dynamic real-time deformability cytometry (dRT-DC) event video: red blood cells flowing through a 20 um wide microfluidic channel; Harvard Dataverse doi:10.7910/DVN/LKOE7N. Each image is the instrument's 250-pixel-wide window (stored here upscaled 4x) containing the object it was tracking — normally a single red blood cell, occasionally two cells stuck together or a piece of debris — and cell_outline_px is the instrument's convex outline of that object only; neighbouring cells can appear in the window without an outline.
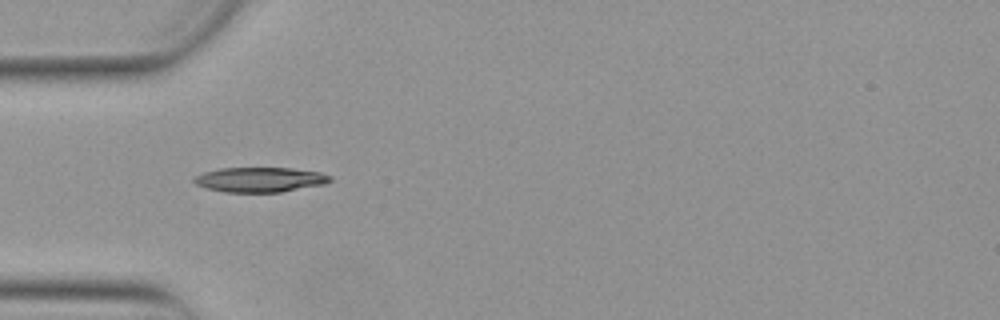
{"species": "Egyptian fruit bat (a non-hibernating species)", "species_latin": "Rousettus aegyptiacus", "temperature_condition": "warm", "stored_images_in_passage": 7, "camera_frame_rate_fps": 3000, "um_per_image_px": 0.085, "animal": {"sex": "female"}, "frame": {"image": 1, "passage_image": 1, "time_ms": 0.0, "image_size_px": [1000, 320], "cell_outline_px": [[332, 180], [324, 184], [280, 192], [224, 192], [208, 188], [196, 184], [192, 180], [196, 176], [204, 172], [220, 168], [292, 168], [320, 172], [332, 176]], "centroid_in_image_um": [22.11, 15.26], "position_along_channel_um": 62.9, "area_um2": 19.59}}
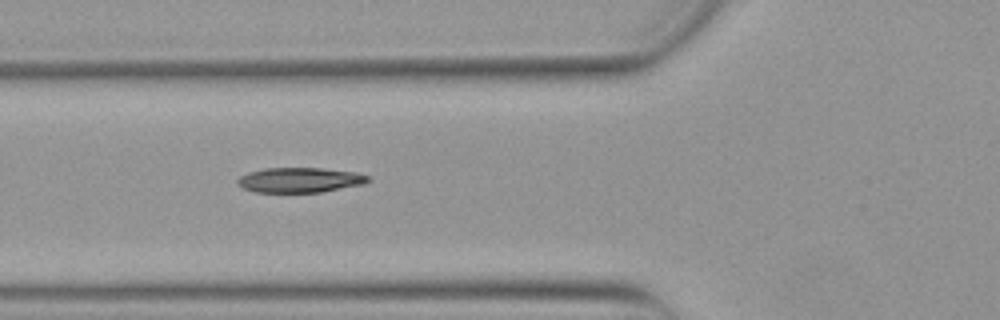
{"frame": {"image": 2, "passage_image": 4, "time_ms": 1.0, "image_size_px": [1000, 320], "cell_outline_px": [[368, 180], [364, 184], [320, 192], [256, 192], [244, 188], [236, 184], [236, 180], [240, 176], [248, 172], [264, 168], [324, 168], [356, 172], [368, 176]], "centroid_in_image_um": [25.45, 15.29], "position_along_channel_um": 100.4, "area_um2": 18.96}}